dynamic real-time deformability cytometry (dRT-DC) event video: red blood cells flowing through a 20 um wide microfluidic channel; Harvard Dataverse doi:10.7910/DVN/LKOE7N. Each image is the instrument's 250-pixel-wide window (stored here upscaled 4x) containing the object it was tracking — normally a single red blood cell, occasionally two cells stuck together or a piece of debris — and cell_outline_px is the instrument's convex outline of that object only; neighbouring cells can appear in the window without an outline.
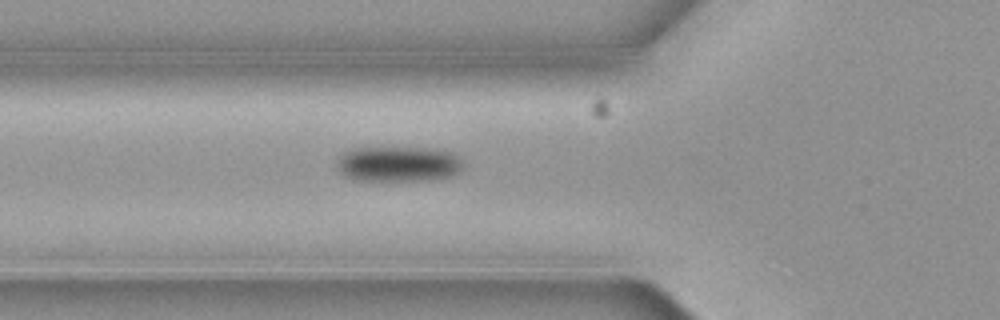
{"species": "common noctule bat (a hibernating species)", "species_latin": "Nyctalus noctula", "temperature_condition": "cold", "stored_images_in_passage": 3, "camera_frame_rate_fps": 3000, "um_per_image_px": 0.085, "animal": {"sex": "female", "body_mass_g": 19.3, "forearm_length_mm": 54.1}, "frame": {"image": 1, "passage_image": 3, "time_ms": 0.667, "image_size_px": [1000, 320], "cell_outline_px": [[460, 168], [456, 172], [448, 176], [428, 180], [352, 180], [344, 176], [336, 168], [336, 160], [344, 152], [356, 148], [420, 148], [452, 152], [460, 160]], "centroid_in_image_um": [33.74, 13.94], "position_along_channel_um": 92.1, "area_um2": 25.61}}